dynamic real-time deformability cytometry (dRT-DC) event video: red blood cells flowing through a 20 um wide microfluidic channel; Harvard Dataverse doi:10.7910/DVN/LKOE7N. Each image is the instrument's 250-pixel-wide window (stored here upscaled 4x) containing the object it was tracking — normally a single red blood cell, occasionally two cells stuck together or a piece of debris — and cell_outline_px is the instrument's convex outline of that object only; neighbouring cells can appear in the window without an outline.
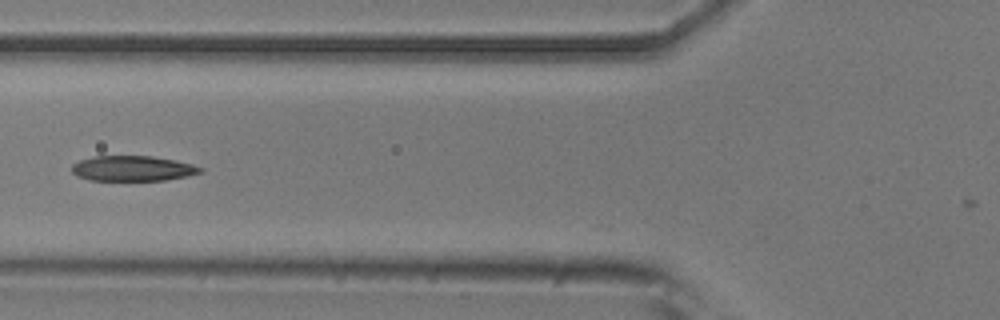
{"species": "common noctule bat (a hibernating species)", "species_latin": "Nyctalus noctula", "temperature_condition": "room temperature", "stored_images_in_passage": 38, "camera_frame_rate_fps": 3000, "um_per_image_px": 0.085, "animal": {"sex": "male", "body_mass_g": 20.5, "forearm_length_mm": 52.5}, "frame": {"image": 1, "passage_image": 10, "time_ms": 3.0, "image_size_px": [1000, 320], "cell_outline_px": [[204, 172], [188, 176], [164, 180], [88, 180], [76, 176], [72, 172], [72, 164], [80, 160], [96, 156], [152, 156], [176, 160], [192, 164], [204, 168]], "centroid_in_image_um": [11.3, 14.32], "position_along_channel_um": 114.5, "area_um2": 19.02}}
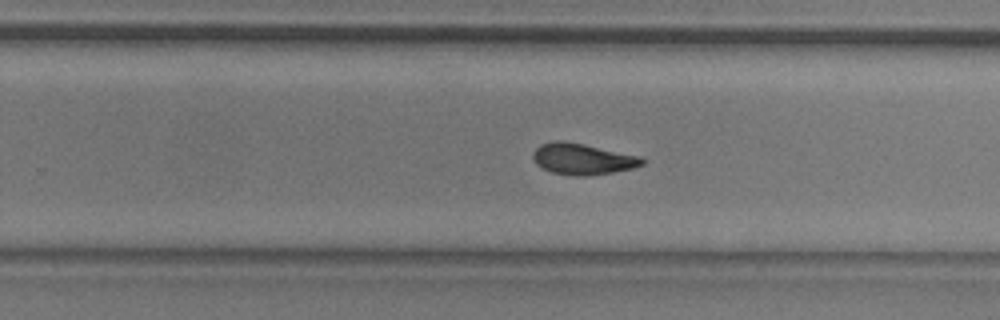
{"frame": {"image": 2, "passage_image": 23, "time_ms": 7.333, "image_size_px": [1000, 320], "cell_outline_px": [[644, 164], [632, 168], [612, 172], [588, 176], [572, 176], [552, 172], [536, 164], [532, 156], [532, 152], [540, 144], [552, 140], [564, 140], [584, 144], [640, 156], [644, 160]], "centroid_in_image_um": [49.48, 13.5], "position_along_channel_um": 280.3, "area_um2": 19.88}}
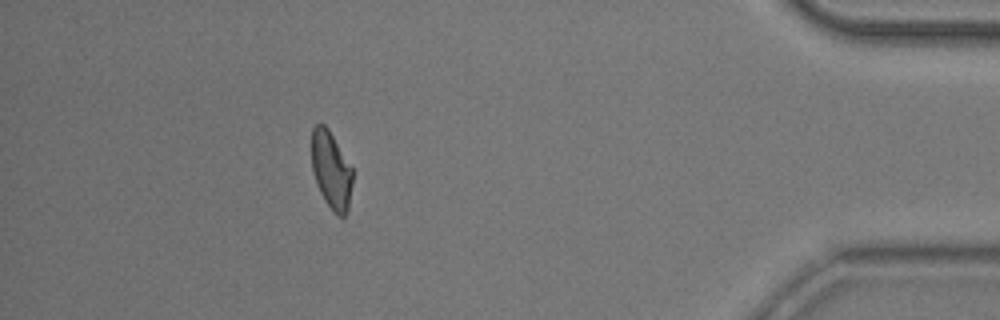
{"frame": {"image": 3, "passage_image": 37, "time_ms": 12.0, "image_size_px": [1000, 320], "cell_outline_px": [[352, 184], [348, 212], [344, 216], [336, 216], [332, 212], [324, 200], [316, 184], [312, 172], [312, 128], [316, 124], [324, 124], [328, 128], [352, 168]], "centroid_in_image_um": [28.15, 14.51], "position_along_channel_um": 407.1, "area_um2": 18.61}}